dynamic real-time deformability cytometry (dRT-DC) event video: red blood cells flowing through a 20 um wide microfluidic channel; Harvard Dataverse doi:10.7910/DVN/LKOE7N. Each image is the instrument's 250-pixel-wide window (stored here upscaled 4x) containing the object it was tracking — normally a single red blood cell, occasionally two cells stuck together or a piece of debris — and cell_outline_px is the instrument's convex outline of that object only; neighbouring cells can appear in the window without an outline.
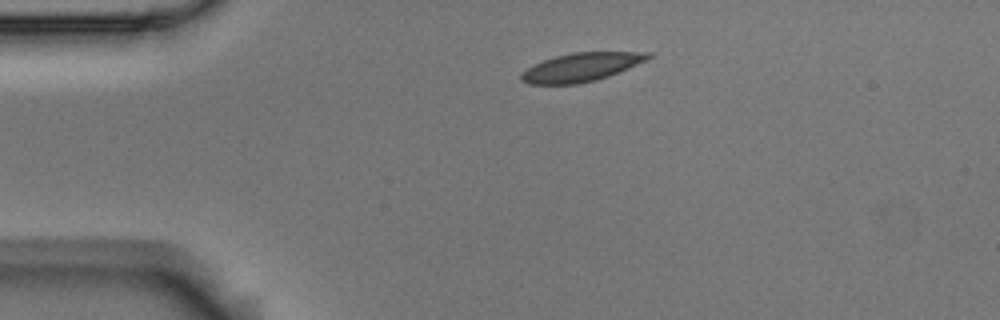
{"species": "Egyptian fruit bat (a non-hibernating species)", "species_latin": "Rousettus aegyptiacus", "temperature_condition": "room temperature", "stored_images_in_passage": 2, "camera_frame_rate_fps": 3000, "um_per_image_px": 0.085, "animal": {"sex": "male"}, "frame": {"image": 1, "passage_image": 1, "time_ms": 0.0, "image_size_px": [1000, 320], "cell_outline_px": [[652, 56], [648, 60], [608, 76], [596, 80], [576, 84], [528, 84], [520, 80], [520, 72], [532, 64], [556, 56], [572, 52], [652, 52]], "centroid_in_image_um": [49.37, 5.71], "position_along_channel_um": 35.6, "area_um2": 21.21}}